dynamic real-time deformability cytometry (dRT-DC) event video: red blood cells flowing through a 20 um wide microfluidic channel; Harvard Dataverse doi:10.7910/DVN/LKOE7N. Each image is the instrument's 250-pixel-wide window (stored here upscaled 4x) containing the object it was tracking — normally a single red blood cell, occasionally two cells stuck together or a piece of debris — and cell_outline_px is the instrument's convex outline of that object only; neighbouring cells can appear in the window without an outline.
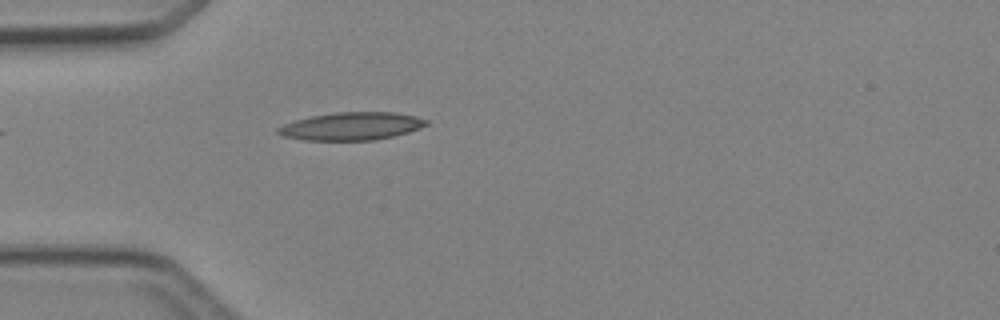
{"species": "Egyptian fruit bat (a non-hibernating species)", "species_latin": "Rousettus aegyptiacus", "temperature_condition": "cold", "stored_images_in_passage": 1, "camera_frame_rate_fps": 3000, "um_per_image_px": 0.085, "animal": {"sex": "female"}, "frame": {"image": 1, "passage_image": 1, "time_ms": 0.0, "image_size_px": [1000, 320], "cell_outline_px": [[428, 124], [420, 128], [408, 132], [376, 140], [304, 140], [284, 136], [276, 132], [276, 128], [284, 124], [296, 120], [312, 116], [336, 112], [392, 112], [416, 116], [428, 120]], "centroid_in_image_um": [29.88, 10.72], "position_along_channel_um": 55.1, "area_um2": 23.93}}